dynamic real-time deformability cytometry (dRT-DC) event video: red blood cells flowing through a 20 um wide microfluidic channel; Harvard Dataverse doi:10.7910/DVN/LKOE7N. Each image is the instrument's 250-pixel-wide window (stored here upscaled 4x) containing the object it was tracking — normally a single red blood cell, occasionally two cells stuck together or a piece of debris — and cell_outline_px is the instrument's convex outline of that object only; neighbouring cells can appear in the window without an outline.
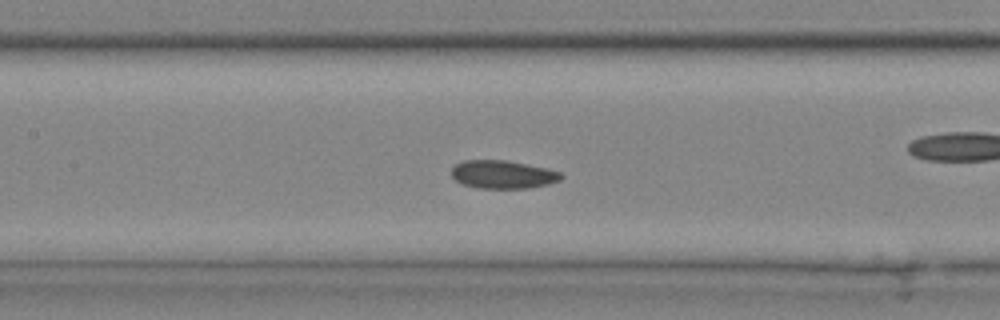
{"species": "common noctule bat (a hibernating species)", "species_latin": "Nyctalus noctula", "temperature_condition": "cold", "stored_images_in_passage": 35, "camera_frame_rate_fps": 3000, "um_per_image_px": 0.085, "animal": {"sex": "male", "body_mass_g": 20.4}, "frame": {"image": 1, "passage_image": 16, "time_ms": 5.0, "image_size_px": [1000, 320], "cell_outline_px": [[564, 176], [560, 180], [548, 184], [528, 188], [480, 188], [464, 184], [456, 180], [452, 176], [452, 168], [456, 164], [464, 160], [508, 160], [548, 168], [560, 172]], "centroid_in_image_um": [42.77, 14.82], "position_along_channel_um": 164.6, "area_um2": 17.98}}